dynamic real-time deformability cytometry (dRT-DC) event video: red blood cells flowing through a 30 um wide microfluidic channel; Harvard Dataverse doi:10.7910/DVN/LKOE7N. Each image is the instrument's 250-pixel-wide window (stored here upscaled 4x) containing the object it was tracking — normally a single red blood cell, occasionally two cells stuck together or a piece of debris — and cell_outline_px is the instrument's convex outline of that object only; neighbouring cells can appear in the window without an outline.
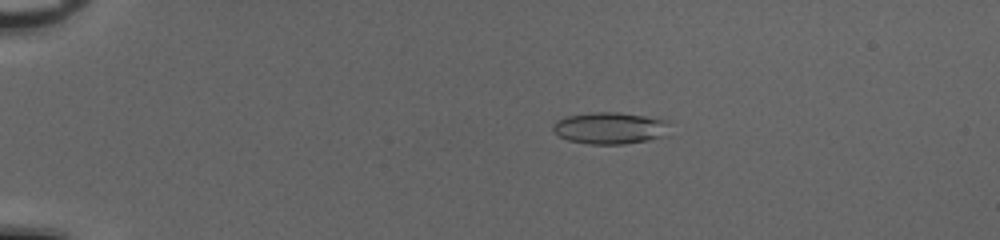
{"species": "common noctule bat (a hibernating species)", "species_latin": "Nyctalus noctula", "temperature_condition": "cold", "stored_images_in_passage": 53, "camera_frame_rate_fps": 3000, "um_per_image_px": 0.085, "animal": {"sex": "female", "body_mass_g": 20.0, "forearm_length_mm": 54.0}, "frame": {"image": 1, "passage_image": 12, "time_ms": 3.667, "image_size_px": [1000, 240], "cell_outline_px": [[668, 136], [648, 140], [624, 144], [588, 144], [568, 140], [556, 136], [552, 132], [552, 124], [556, 120], [564, 116], [592, 112], [620, 112], [668, 120]], "centroid_in_image_um": [51.81, 10.89], "position_along_channel_um": 33.2, "area_um2": 22.08}}
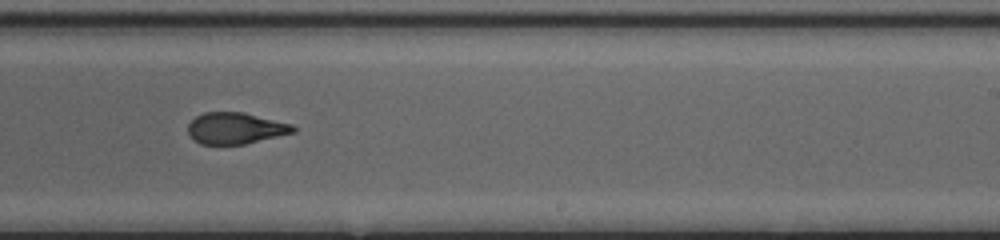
{"frame": {"image": 2, "passage_image": 35, "time_ms": 11.333, "image_size_px": [1000, 240], "cell_outline_px": [[296, 132], [244, 144], [200, 144], [188, 132], [188, 124], [196, 116], [204, 112], [244, 112], [292, 124], [296, 128]], "centroid_in_image_um": [20.04, 10.89], "position_along_channel_um": 269.0, "area_um2": 19.13}}
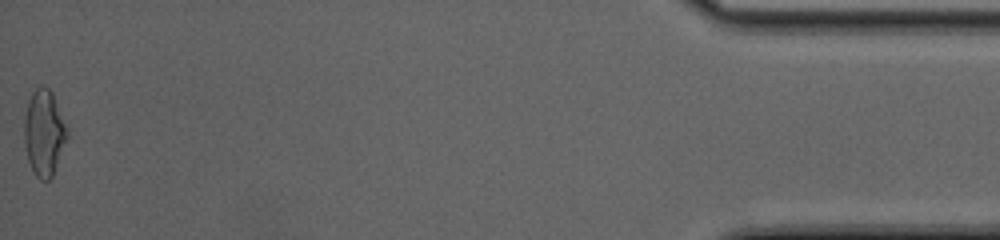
{"frame": {"image": 3, "passage_image": 53, "time_ms": 17.333, "image_size_px": [1000, 240], "cell_outline_px": [[68, 136], [52, 176], [48, 180], [40, 180], [36, 176], [28, 160], [24, 144], [24, 120], [28, 100], [32, 92], [40, 84], [44, 84], [52, 92], [68, 128]], "centroid_in_image_um": [3.74, 11.25], "position_along_channel_um": 431.5, "area_um2": 21.56}, "authors_computed_cell_mechanics": {"area_um2": 20.6924, "velocity_mm_per_s": 4.0818, "shape_relaxation_time_tau1_ms": 8.998, "shape_relaxation_time_tau2_ms": 1.3774, "deformation_change_tau1": 0.2441, "deformation_change_tau2": 0.0784}}